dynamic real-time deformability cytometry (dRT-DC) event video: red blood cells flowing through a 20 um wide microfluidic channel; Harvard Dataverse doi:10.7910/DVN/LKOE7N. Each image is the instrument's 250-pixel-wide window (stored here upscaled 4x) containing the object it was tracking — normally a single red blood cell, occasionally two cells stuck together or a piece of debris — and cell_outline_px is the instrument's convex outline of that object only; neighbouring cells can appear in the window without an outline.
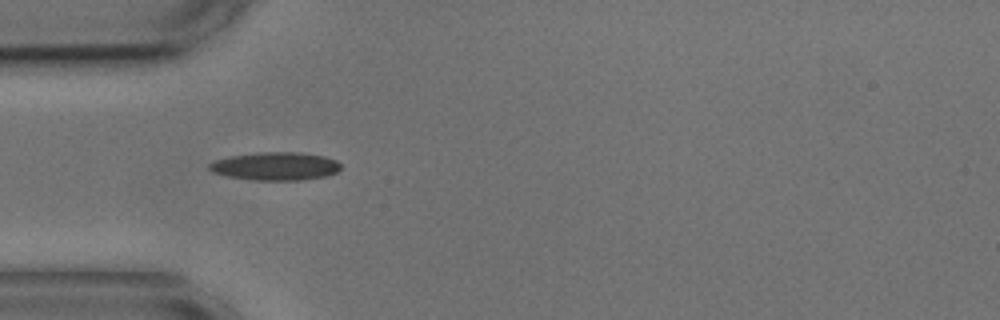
{"species": "common noctule bat (a hibernating species)", "species_latin": "Nyctalus noctula", "temperature_condition": "cold", "stored_images_in_passage": 4, "camera_frame_rate_fps": 3000, "um_per_image_px": 0.085, "animal": {"sex": "male", "body_mass_g": 17.9, "forearm_length_mm": 54.2}, "frame": {"image": 1, "passage_image": 3, "time_ms": 3.667, "image_size_px": [1000, 320], "cell_outline_px": [[340, 168], [336, 172], [324, 176], [300, 180], [256, 180], [228, 176], [212, 172], [208, 168], [208, 164], [216, 160], [232, 156], [256, 152], [300, 152], [324, 156], [336, 160], [340, 164]], "centroid_in_image_um": [23.41, 14.12], "position_along_channel_um": 61.6, "area_um2": 21.39}}